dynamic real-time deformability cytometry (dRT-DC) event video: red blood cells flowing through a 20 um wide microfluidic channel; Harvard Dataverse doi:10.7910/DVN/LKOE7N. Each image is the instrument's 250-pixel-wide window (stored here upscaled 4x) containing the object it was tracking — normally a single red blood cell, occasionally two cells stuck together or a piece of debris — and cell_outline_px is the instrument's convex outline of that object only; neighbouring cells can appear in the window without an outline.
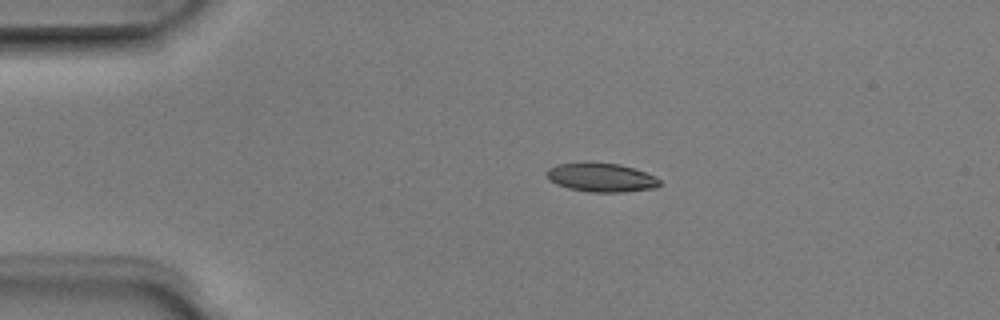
{"species": "Egyptian fruit bat (a non-hibernating species)", "species_latin": "Rousettus aegyptiacus", "temperature_condition": "room temperature", "stored_images_in_passage": 4, "camera_frame_rate_fps": 3000, "um_per_image_px": 0.085, "animal": {"sex": "male"}, "frame": {"image": 1, "passage_image": 2, "time_ms": 0.333, "image_size_px": [1000, 320], "cell_outline_px": [[664, 184], [656, 188], [624, 192], [588, 192], [568, 188], [556, 184], [548, 180], [544, 172], [548, 168], [556, 164], [584, 160], [588, 160], [620, 164], [656, 176]], "centroid_in_image_um": [51.06, 15.05], "position_along_channel_um": 33.9, "area_um2": 19.83}}
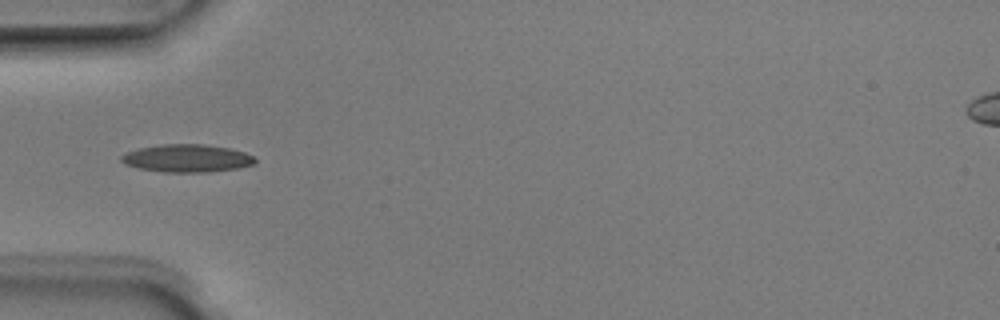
{"frame": {"image": 2, "passage_image": 4, "time_ms": 1.0, "image_size_px": [1000, 320], "cell_outline_px": [[256, 160], [252, 164], [236, 168], [208, 172], [164, 172], [140, 168], [124, 164], [120, 160], [120, 156], [128, 152], [140, 148], [160, 144], [204, 144], [228, 148], [244, 152], [252, 156]], "centroid_in_image_um": [15.86, 13.45], "position_along_channel_um": 69.1, "area_um2": 21.39}}